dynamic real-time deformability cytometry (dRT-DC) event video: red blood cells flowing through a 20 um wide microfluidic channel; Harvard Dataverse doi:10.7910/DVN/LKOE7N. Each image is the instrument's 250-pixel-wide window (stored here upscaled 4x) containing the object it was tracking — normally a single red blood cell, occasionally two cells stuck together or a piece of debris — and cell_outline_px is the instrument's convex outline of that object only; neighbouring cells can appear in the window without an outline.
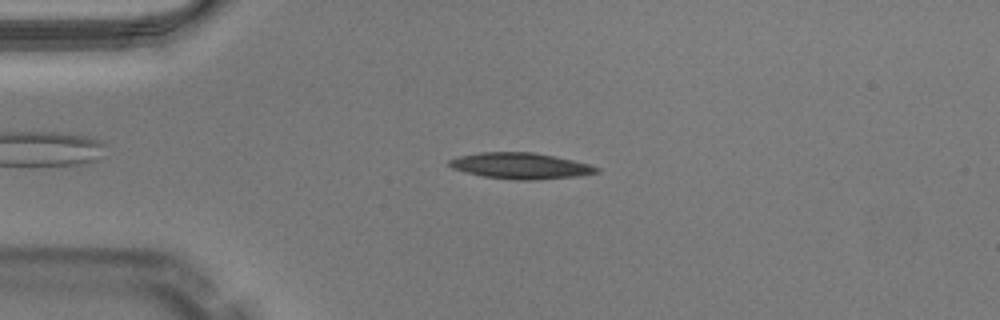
{"species": "Egyptian fruit bat (a non-hibernating species)", "species_latin": "Rousettus aegyptiacus", "temperature_condition": "warm", "stored_images_in_passage": 47, "camera_frame_rate_fps": 3000, "um_per_image_px": 0.085, "animal": {"sex": "male"}, "frame": {"image": 1, "passage_image": 9, "time_ms": 2.667, "image_size_px": [1000, 320], "cell_outline_px": [[600, 172], [576, 176], [532, 180], [520, 180], [484, 176], [452, 168], [448, 164], [448, 160], [456, 156], [480, 152], [532, 152], [572, 160], [588, 164], [600, 168]], "centroid_in_image_um": [44.22, 14.08], "position_along_channel_um": 40.8, "area_um2": 22.08}}
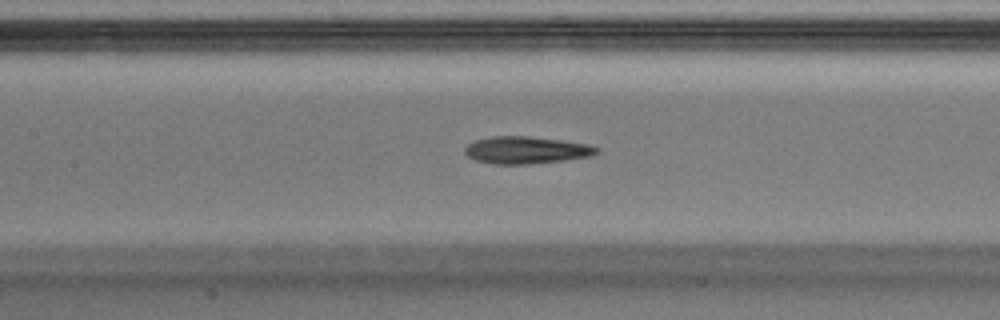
{"frame": {"image": 2, "passage_image": 20, "time_ms": 6.333, "image_size_px": [1000, 320], "cell_outline_px": [[600, 152], [592, 156], [564, 160], [528, 164], [492, 164], [476, 160], [468, 156], [464, 152], [464, 148], [468, 144], [476, 140], [492, 136], [524, 136], [560, 140], [588, 144], [600, 148]], "centroid_in_image_um": [44.74, 12.76], "position_along_channel_um": 162.7, "area_um2": 20.87}}
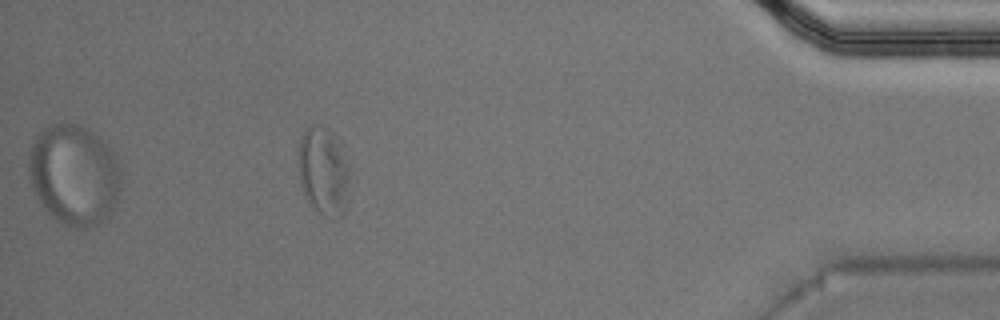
{"frame": {"image": 3, "passage_image": 42, "time_ms": 13.667, "image_size_px": [1000, 320], "cell_outline_px": [[356, 172], [344, 216], [340, 216], [320, 212], [304, 196], [300, 184], [300, 136], [312, 124], [316, 124], [328, 128], [332, 132]], "centroid_in_image_um": [27.63, 14.54], "position_along_channel_um": 407.6, "area_um2": 27.17}, "authors_computed_cell_mechanics": {"area_um2": 21.964, "velocity_mm_per_s": 4.0191, "shape_relaxation_time_tau1_ms": null, "shape_relaxation_time_tau2_ms": 2.8494, "deformation_change_tau1": null, "deformation_change_tau2": 0.1403}}